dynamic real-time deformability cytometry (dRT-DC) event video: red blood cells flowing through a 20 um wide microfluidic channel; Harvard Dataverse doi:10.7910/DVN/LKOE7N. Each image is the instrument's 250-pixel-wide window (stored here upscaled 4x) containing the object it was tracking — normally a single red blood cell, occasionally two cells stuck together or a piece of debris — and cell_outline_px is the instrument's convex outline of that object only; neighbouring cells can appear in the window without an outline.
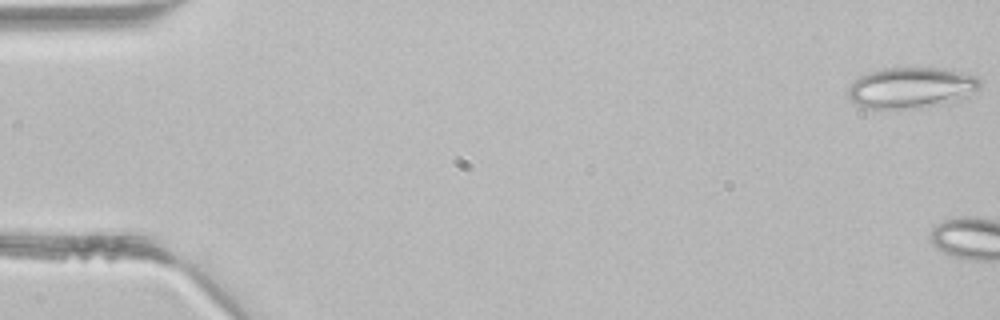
{"species": "common noctule bat (a hibernating species)", "species_latin": "Nyctalus noctula", "temperature_condition": "room temperature", "stored_images_in_passage": 5, "camera_frame_rate_fps": 3000, "um_per_image_px": 0.085, "animal": {"sex": "male", "body_mass_g": 21.5, "forearm_length_mm": 52.0}, "frame": {"image": 1, "passage_image": 1, "time_ms": 0.0, "image_size_px": [1000, 320], "cell_outline_px": [[980, 88], [968, 96], [956, 100], [940, 104], [920, 108], [864, 108], [856, 104], [848, 96], [848, 88], [860, 76], [884, 68], [944, 68], [980, 76]], "centroid_in_image_um": [77.5, 7.45], "position_along_channel_um": 7.5, "area_um2": 31.39}}